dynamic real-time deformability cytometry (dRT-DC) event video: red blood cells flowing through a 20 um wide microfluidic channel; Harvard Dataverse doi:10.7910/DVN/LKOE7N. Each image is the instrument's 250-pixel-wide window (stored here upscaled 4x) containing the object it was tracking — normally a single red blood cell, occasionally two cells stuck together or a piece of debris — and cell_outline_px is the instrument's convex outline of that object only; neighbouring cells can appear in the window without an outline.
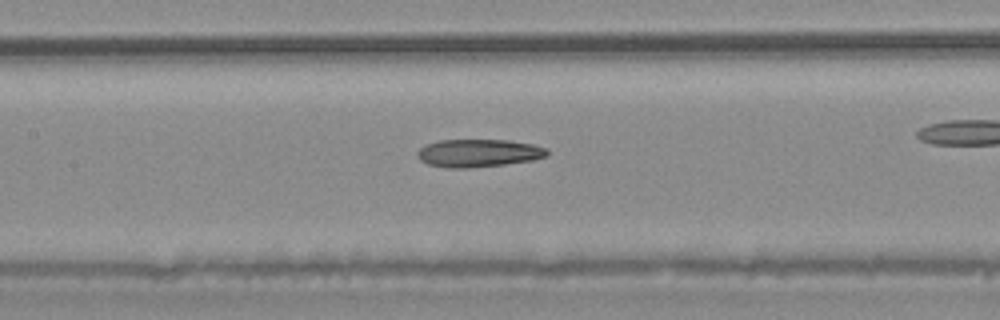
{"species": "common noctule bat (a hibernating species)", "species_latin": "Nyctalus noctula", "temperature_condition": "warm", "stored_images_in_passage": 34, "camera_frame_rate_fps": 3000, "um_per_image_px": 0.085, "animal": {"sex": "male", "body_mass_g": 20.4}, "frame": {"image": 1, "passage_image": 20, "time_ms": 6.333, "image_size_px": [1000, 320], "cell_outline_px": [[548, 156], [532, 160], [504, 164], [468, 168], [448, 168], [428, 164], [420, 160], [416, 152], [420, 148], [428, 144], [440, 140], [508, 140], [532, 144], [548, 148]], "centroid_in_image_um": [40.69, 13.01], "position_along_channel_um": 166.7, "area_um2": 20.98}}